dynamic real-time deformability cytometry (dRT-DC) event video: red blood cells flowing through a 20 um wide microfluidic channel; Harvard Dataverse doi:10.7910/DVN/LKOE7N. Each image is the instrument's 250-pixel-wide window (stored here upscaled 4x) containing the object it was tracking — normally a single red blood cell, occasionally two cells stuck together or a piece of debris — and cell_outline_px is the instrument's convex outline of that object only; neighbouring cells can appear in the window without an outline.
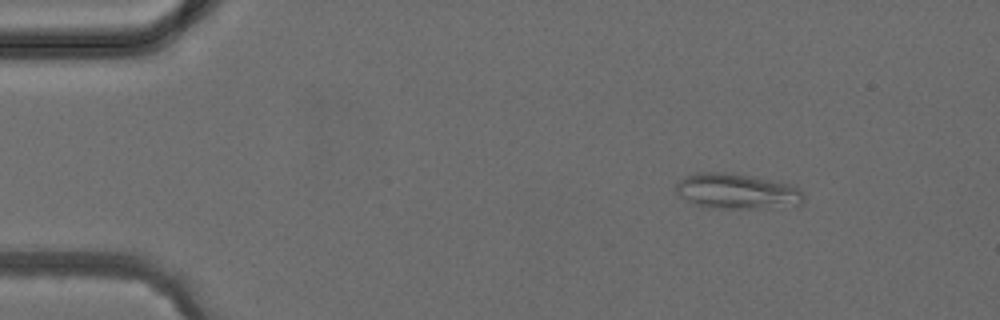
{"species": "common noctule bat (a hibernating species)", "species_latin": "Nyctalus noctula", "temperature_condition": "cold", "stored_images_in_passage": 3, "camera_frame_rate_fps": 3000, "um_per_image_px": 0.085, "animal": {"sex": "female", "body_mass_g": 24.6, "forearm_length_mm": 56.2}, "frame": {"image": 1, "passage_image": 1, "time_ms": 0.0, "image_size_px": [1000, 320], "cell_outline_px": [[804, 204], [764, 208], [708, 208], [696, 204], [676, 196], [676, 184], [684, 176], [696, 172], [724, 172], [752, 176], [792, 184], [800, 188], [804, 192]], "centroid_in_image_um": [62.64, 16.25], "position_along_channel_um": 22.4, "area_um2": 26.7}}
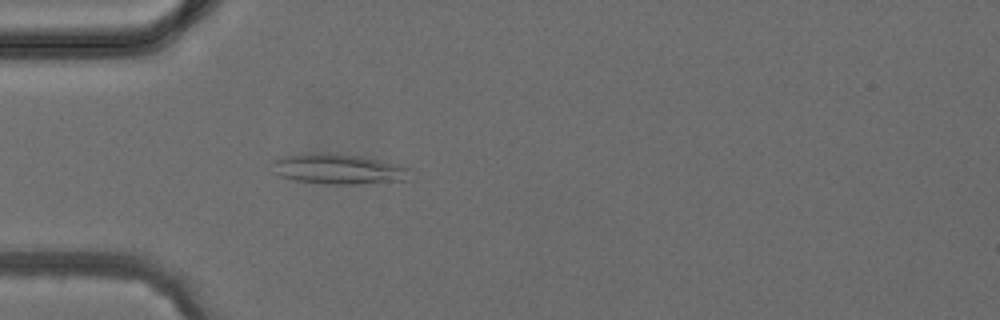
{"frame": {"image": 2, "passage_image": 3, "time_ms": 2.333, "image_size_px": [1000, 320], "cell_outline_px": [[412, 180], [352, 184], [324, 184], [296, 180], [280, 176], [272, 172], [268, 164], [268, 160], [276, 156], [312, 152], [336, 152], [400, 164], [408, 168]], "centroid_in_image_um": [28.64, 14.34], "position_along_channel_um": 56.4, "area_um2": 25.2}}